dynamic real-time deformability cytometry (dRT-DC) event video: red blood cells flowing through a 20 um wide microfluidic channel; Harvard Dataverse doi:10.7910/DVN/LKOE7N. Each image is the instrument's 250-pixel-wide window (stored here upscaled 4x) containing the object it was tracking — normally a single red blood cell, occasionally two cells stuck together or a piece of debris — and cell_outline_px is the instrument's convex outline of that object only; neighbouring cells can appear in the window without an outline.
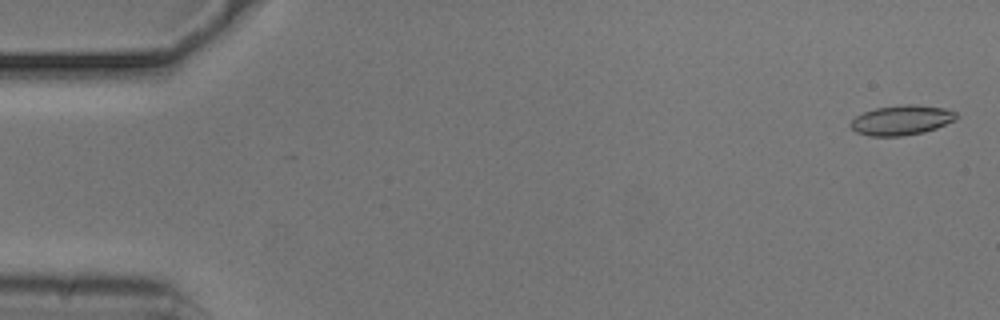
{"species": "common noctule bat (a hibernating species)", "species_latin": "Nyctalus noctula", "temperature_condition": "cold", "stored_images_in_passage": 53, "camera_frame_rate_fps": 3000, "um_per_image_px": 0.085, "animal": {"sex": "male", "body_mass_g": 20.5, "forearm_length_mm": 52.5}, "frame": {"image": 1, "passage_image": 1, "time_ms": 0.0, "image_size_px": [1000, 320], "cell_outline_px": [[956, 120], [936, 128], [924, 132], [900, 136], [868, 136], [856, 132], [852, 128], [852, 120], [856, 116], [864, 112], [876, 108], [900, 104], [916, 104], [944, 108], [956, 112]], "centroid_in_image_um": [76.64, 10.2], "position_along_channel_um": 8.4, "area_um2": 18.32}}
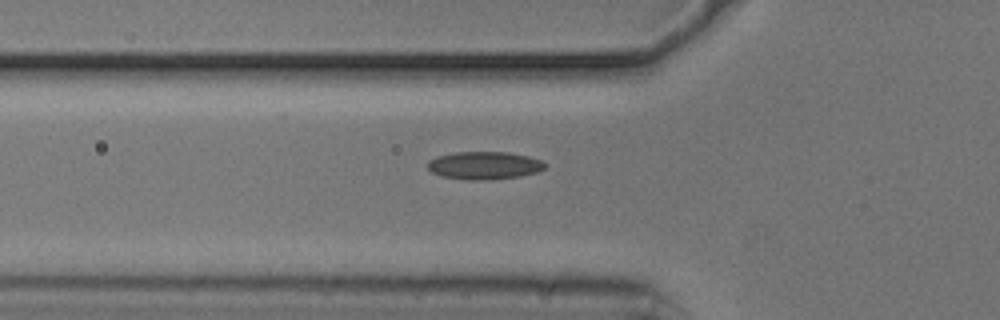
{"frame": {"image": 2, "passage_image": 18, "time_ms": 5.667, "image_size_px": [1000, 320], "cell_outline_px": [[544, 168], [536, 172], [520, 176], [488, 180], [468, 180], [440, 176], [432, 172], [428, 168], [428, 160], [436, 156], [456, 152], [508, 152], [528, 156], [540, 160], [544, 164]], "centroid_in_image_um": [41.11, 14.06], "position_along_channel_um": 84.7, "area_um2": 18.96}}
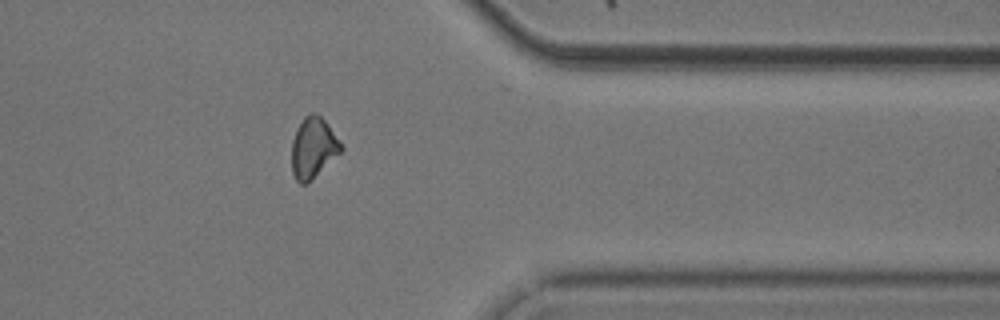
{"frame": {"image": 3, "passage_image": 43, "time_ms": 14.0, "image_size_px": [1000, 320], "cell_outline_px": [[344, 148], [308, 184], [300, 184], [296, 180], [292, 172], [292, 140], [296, 128], [304, 116], [308, 112], [316, 112], [328, 124]], "centroid_in_image_um": [26.6, 12.55], "position_along_channel_um": 384.8, "area_um2": 17.51}, "authors_computed_cell_mechanics": {"area_um2": 17.6868, "velocity_mm_per_s": 3.7419, "shape_relaxation_time_tau1_ms": null, "shape_relaxation_time_tau2_ms": 8.7871, "deformation_change_tau1": null, "deformation_change_tau2": 0.1642}}